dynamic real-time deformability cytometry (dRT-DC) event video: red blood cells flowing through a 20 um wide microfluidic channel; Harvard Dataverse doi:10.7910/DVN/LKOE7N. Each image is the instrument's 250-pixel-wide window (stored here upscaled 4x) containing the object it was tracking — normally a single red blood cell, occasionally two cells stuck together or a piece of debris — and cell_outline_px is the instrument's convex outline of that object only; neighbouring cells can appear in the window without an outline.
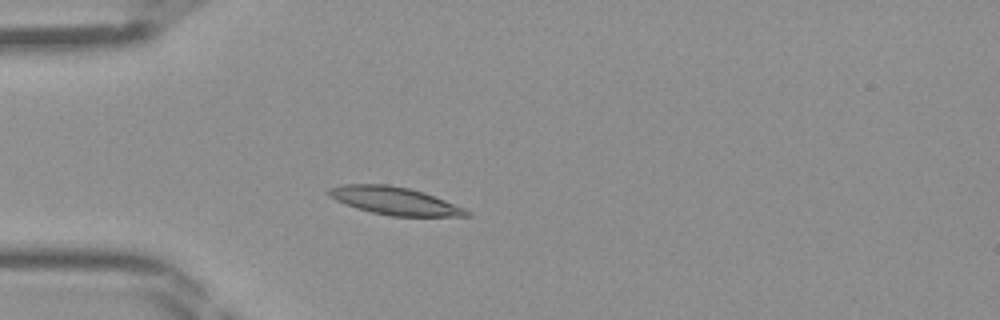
{"species": "Egyptian fruit bat (a non-hibernating species)", "species_latin": "Rousettus aegyptiacus", "temperature_condition": "room temperature", "stored_images_in_passage": 42, "camera_frame_rate_fps": 3000, "um_per_image_px": 0.085, "frame": {"image": 1, "passage_image": 10, "time_ms": 3.0, "image_size_px": [1000, 320], "cell_outline_px": [[472, 216], [392, 216], [372, 212], [356, 208], [344, 204], [328, 196], [324, 192], [328, 188], [344, 184], [388, 184], [408, 188], [424, 192], [464, 208], [472, 212]], "centroid_in_image_um": [33.5, 17.06], "position_along_channel_um": 51.5, "area_um2": 22.37}}
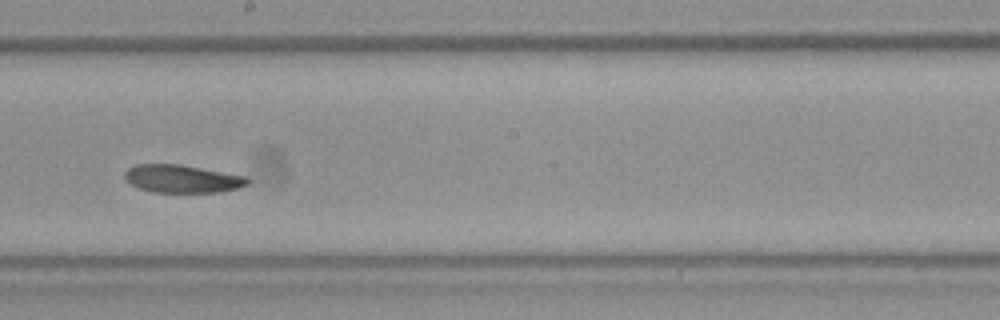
{"frame": {"image": 2, "passage_image": 23, "time_ms": 7.333, "image_size_px": [1000, 320], "cell_outline_px": [[248, 184], [240, 188], [220, 192], [152, 192], [140, 188], [132, 184], [124, 176], [124, 172], [128, 168], [136, 164], [180, 164], [248, 176]], "centroid_in_image_um": [15.52, 15.19], "position_along_channel_um": 232.7, "area_um2": 20.0}}
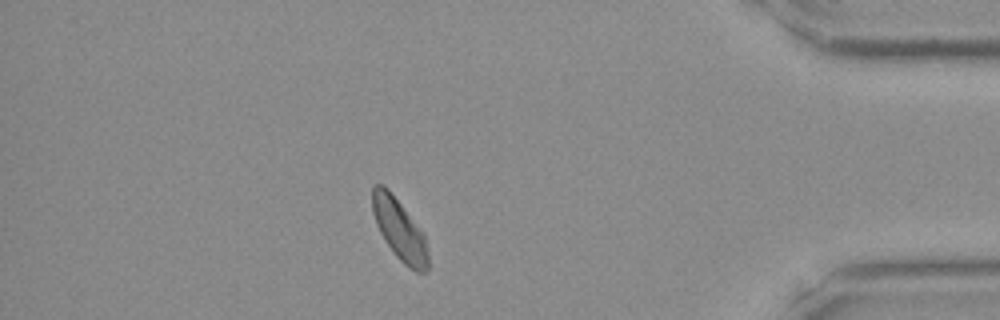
{"frame": {"image": 3, "passage_image": 37, "time_ms": 12.0, "image_size_px": [1000, 320], "cell_outline_px": [[428, 268], [424, 272], [416, 272], [408, 268], [396, 256], [384, 240], [376, 224], [372, 212], [372, 184], [384, 184], [388, 188], [424, 232], [428, 252]], "centroid_in_image_um": [33.95, 19.5], "position_along_channel_um": 401.2, "area_um2": 20.11}}